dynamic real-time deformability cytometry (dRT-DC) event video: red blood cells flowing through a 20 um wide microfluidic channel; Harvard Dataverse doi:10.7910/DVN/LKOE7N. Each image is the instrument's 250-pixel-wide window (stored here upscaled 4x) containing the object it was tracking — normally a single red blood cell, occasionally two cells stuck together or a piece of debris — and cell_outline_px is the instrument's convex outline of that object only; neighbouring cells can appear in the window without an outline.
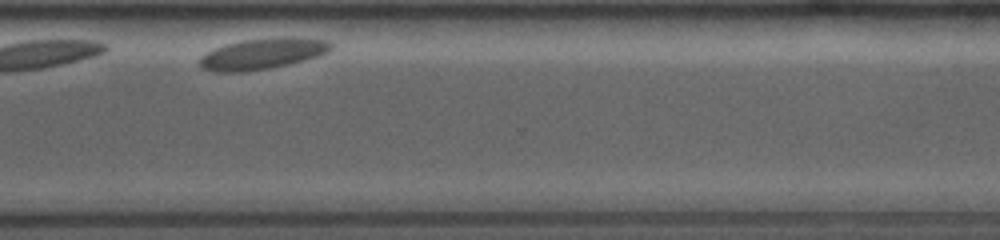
{"species": "common noctule bat (a hibernating species)", "species_latin": "Nyctalus noctula", "temperature_condition": "room temperature", "stored_images_in_passage": 19, "camera_frame_rate_fps": 4000, "um_per_image_px": 0.085, "animal": {"sex": "female", "body_mass_g": 19.0, "forearm_length_mm": 53.3}, "frame": {"image": 1, "passage_image": 17, "time_ms": 10.5, "image_size_px": [1000, 240], "cell_outline_px": [[332, 48], [328, 52], [320, 56], [288, 64], [268, 68], [244, 72], [216, 72], [200, 68], [200, 56], [216, 48], [228, 44], [244, 40], [292, 36], [328, 40], [332, 44]], "centroid_in_image_um": [22.35, 4.57], "position_along_channel_um": 348.2, "area_um2": 23.64}}